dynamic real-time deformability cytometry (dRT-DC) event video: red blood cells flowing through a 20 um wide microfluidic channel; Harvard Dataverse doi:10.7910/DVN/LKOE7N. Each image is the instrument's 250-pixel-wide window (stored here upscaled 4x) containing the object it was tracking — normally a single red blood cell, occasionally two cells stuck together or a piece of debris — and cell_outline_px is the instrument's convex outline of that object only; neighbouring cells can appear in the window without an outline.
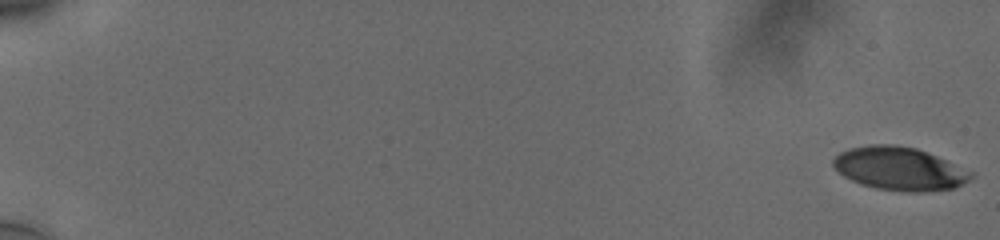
{"species": "human", "species_latin": "Homo sapiens", "temperature_condition": "cold", "stored_images_in_passage": 58, "camera_frame_rate_fps": 3000, "um_per_image_px": 0.085, "donor": {"sex": "male"}, "frame": {"image": 1, "passage_image": 1, "time_ms": 0.0, "image_size_px": [1000, 240], "cell_outline_px": [[972, 176], [968, 180], [952, 188], [924, 192], [900, 192], [876, 188], [852, 180], [844, 176], [832, 164], [832, 160], [840, 152], [848, 148], [868, 144], [892, 144], [916, 148], [936, 156], [972, 172]], "centroid_in_image_um": [76.41, 14.33], "position_along_channel_um": 8.6, "area_um2": 34.33}}
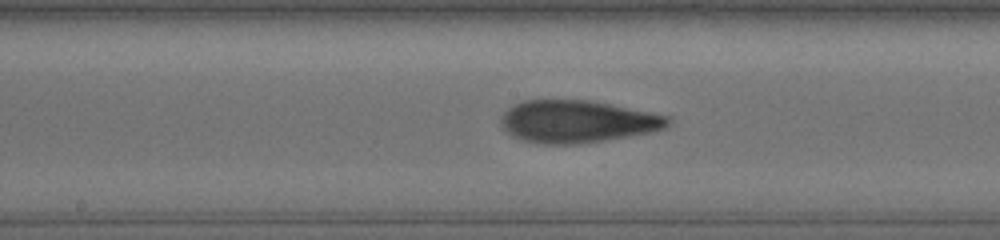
{"frame": {"image": 2, "passage_image": 33, "time_ms": 10.667, "image_size_px": [1000, 240], "cell_outline_px": [[672, 120], [664, 128], [648, 132], [628, 136], [576, 144], [540, 144], [524, 140], [512, 136], [500, 124], [500, 116], [508, 108], [524, 100], [588, 100], [668, 116]], "centroid_in_image_um": [49.01, 10.33], "position_along_channel_um": 199.2, "area_um2": 40.69}}
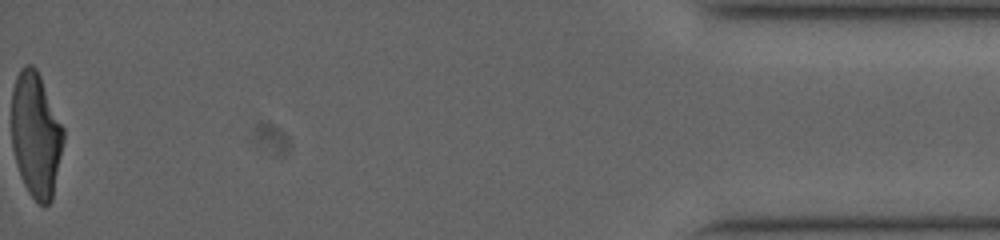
{"frame": {"image": 3, "passage_image": 58, "time_ms": 19.0, "image_size_px": [1000, 240], "cell_outline_px": [[64, 140], [52, 200], [44, 208], [28, 192], [20, 176], [16, 164], [12, 148], [12, 88], [16, 76], [20, 68], [24, 64], [32, 64], [36, 68], [40, 76], [64, 128]], "centroid_in_image_um": [3.04, 11.45], "position_along_channel_um": 432.2, "area_um2": 37.97}, "authors_computed_cell_mechanics": {"area_um2": 39.2462, "velocity_mm_per_s": 3.7799, "shape_relaxation_time_tau1_ms": 5.6956, "shape_relaxation_time_tau2_ms": 1.648, "deformation_change_tau1": 0.2338, "deformation_change_tau2": 0.0918}}